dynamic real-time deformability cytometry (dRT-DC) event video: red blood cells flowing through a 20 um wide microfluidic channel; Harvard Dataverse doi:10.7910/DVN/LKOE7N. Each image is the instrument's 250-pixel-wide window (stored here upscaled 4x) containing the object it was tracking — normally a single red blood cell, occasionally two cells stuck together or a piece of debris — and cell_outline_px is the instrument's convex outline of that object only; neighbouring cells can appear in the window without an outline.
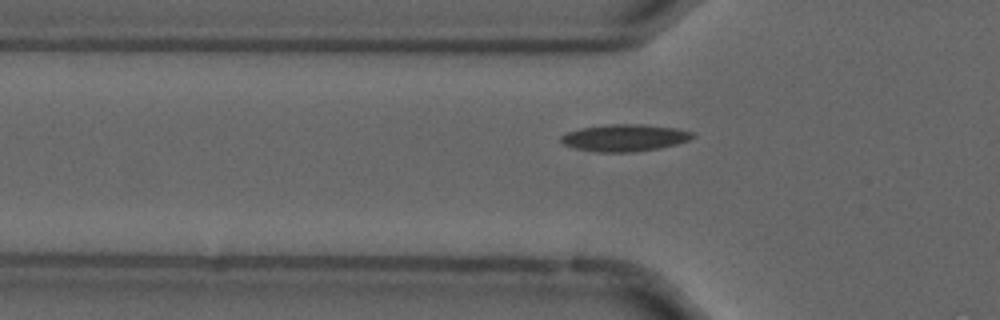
{"species": "common noctule bat (a hibernating species)", "species_latin": "Nyctalus noctula", "temperature_condition": "cold", "stored_images_in_passage": 57, "camera_frame_rate_fps": 3000, "um_per_image_px": 0.085, "animal": {"sex": "male", "forearm_length_mm": 52.5}, "frame": {"image": 1, "passage_image": 19, "time_ms": 6.0, "image_size_px": [1000, 320], "cell_outline_px": [[696, 136], [688, 140], [676, 144], [660, 148], [632, 152], [596, 152], [572, 148], [564, 144], [560, 140], [560, 136], [568, 132], [580, 128], [608, 124], [640, 124], [676, 128], [692, 132]], "centroid_in_image_um": [53.07, 11.71], "position_along_channel_um": 72.7, "area_um2": 20.75}}
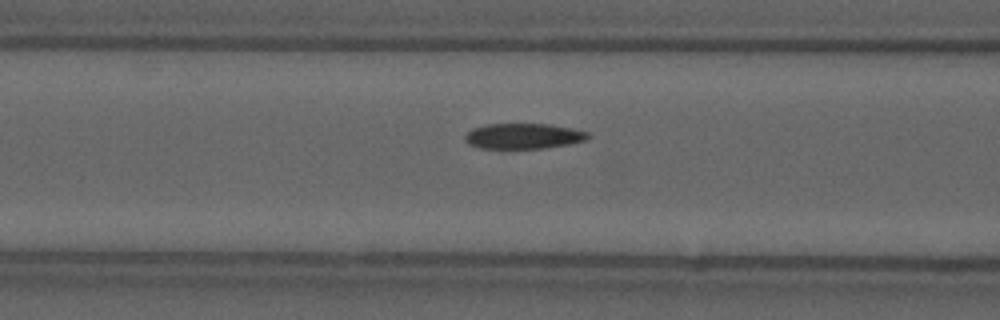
{"frame": {"image": 2, "passage_image": 23, "time_ms": 7.333, "image_size_px": [1000, 320], "cell_outline_px": [[592, 136], [588, 140], [568, 144], [544, 148], [480, 148], [468, 144], [464, 140], [464, 136], [472, 128], [488, 124], [548, 124], [572, 128], [588, 132]], "centroid_in_image_um": [44.51, 11.57], "position_along_channel_um": 122.1, "area_um2": 18.32}}
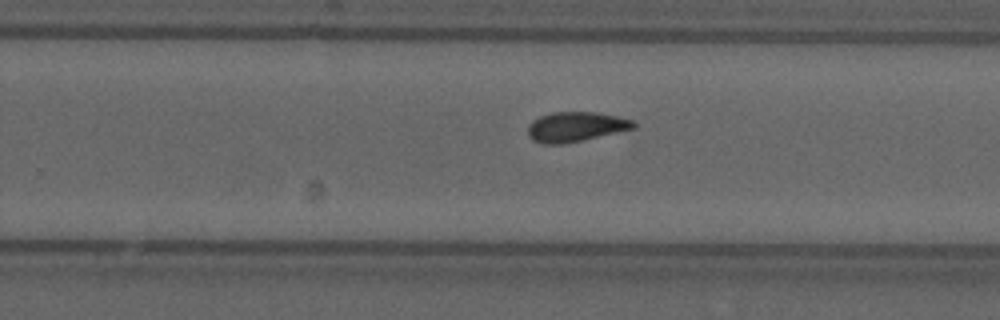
{"frame": {"image": 3, "passage_image": 36, "time_ms": 11.667, "image_size_px": [1000, 320], "cell_outline_px": [[636, 128], [584, 140], [564, 144], [544, 144], [532, 140], [528, 136], [528, 124], [532, 120], [540, 116], [552, 112], [596, 112], [616, 116], [632, 120], [636, 124]], "centroid_in_image_um": [48.91, 10.78], "position_along_channel_um": 280.9, "area_um2": 18.5}, "authors_computed_cell_mechanics": {"area_um2": 17.8024, "velocity_mm_per_s": 3.6665, "shape_relaxation_time_tau1_ms": 9.2109, "shape_relaxation_time_tau2_ms": 2.7002, "deformation_change_tau1": 0.1713, "deformation_change_tau2": 0.0692}}